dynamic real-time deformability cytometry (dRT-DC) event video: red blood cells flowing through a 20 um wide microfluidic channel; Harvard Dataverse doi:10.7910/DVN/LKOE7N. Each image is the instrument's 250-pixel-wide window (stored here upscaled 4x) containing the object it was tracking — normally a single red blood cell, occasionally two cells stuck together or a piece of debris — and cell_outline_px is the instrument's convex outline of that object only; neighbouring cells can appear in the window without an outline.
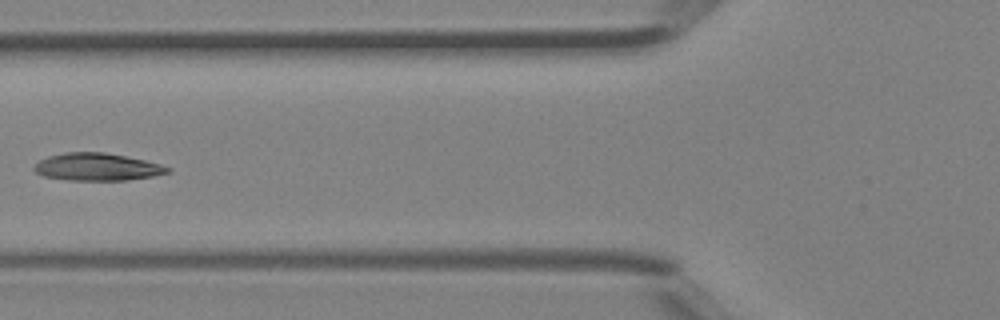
{"species": "Egyptian fruit bat (a non-hibernating species)", "species_latin": "Rousettus aegyptiacus", "temperature_condition": "room temperature", "stored_images_in_passage": 5, "camera_frame_rate_fps": 3000, "um_per_image_px": 0.085, "animal": {"sex": "female"}, "frame": {"image": 1, "passage_image": 5, "time_ms": 1.333, "image_size_px": [1000, 320], "cell_outline_px": [[172, 172], [152, 176], [128, 180], [72, 180], [44, 176], [36, 172], [32, 168], [40, 160], [48, 156], [64, 152], [104, 152], [144, 160], [160, 164], [172, 168]], "centroid_in_image_um": [8.28, 14.18], "position_along_channel_um": 117.5, "area_um2": 21.27}}